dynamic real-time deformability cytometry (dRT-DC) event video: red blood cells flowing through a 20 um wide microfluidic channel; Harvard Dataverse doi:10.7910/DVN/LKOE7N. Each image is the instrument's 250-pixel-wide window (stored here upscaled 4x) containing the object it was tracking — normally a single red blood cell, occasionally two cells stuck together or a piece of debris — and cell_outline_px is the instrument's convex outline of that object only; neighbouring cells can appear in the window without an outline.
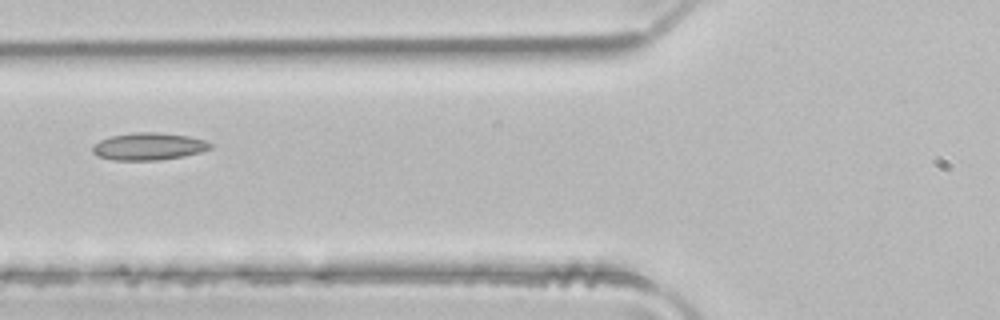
{"species": "common noctule bat (a hibernating species)", "species_latin": "Nyctalus noctula", "temperature_condition": "room temperature", "stored_images_in_passage": 2, "camera_frame_rate_fps": 3000, "um_per_image_px": 0.085, "animal": {"sex": "male", "body_mass_g": 21.5, "forearm_length_mm": 52.0}, "frame": {"image": 1, "passage_image": 2, "time_ms": 0.333, "image_size_px": [1000, 320], "cell_outline_px": [[212, 148], [200, 152], [184, 156], [160, 160], [112, 160], [100, 156], [92, 152], [92, 144], [100, 140], [112, 136], [132, 132], [156, 132], [188, 136], [204, 140], [212, 144]], "centroid_in_image_um": [12.63, 12.44], "position_along_channel_um": 113.2, "area_um2": 18.73}}